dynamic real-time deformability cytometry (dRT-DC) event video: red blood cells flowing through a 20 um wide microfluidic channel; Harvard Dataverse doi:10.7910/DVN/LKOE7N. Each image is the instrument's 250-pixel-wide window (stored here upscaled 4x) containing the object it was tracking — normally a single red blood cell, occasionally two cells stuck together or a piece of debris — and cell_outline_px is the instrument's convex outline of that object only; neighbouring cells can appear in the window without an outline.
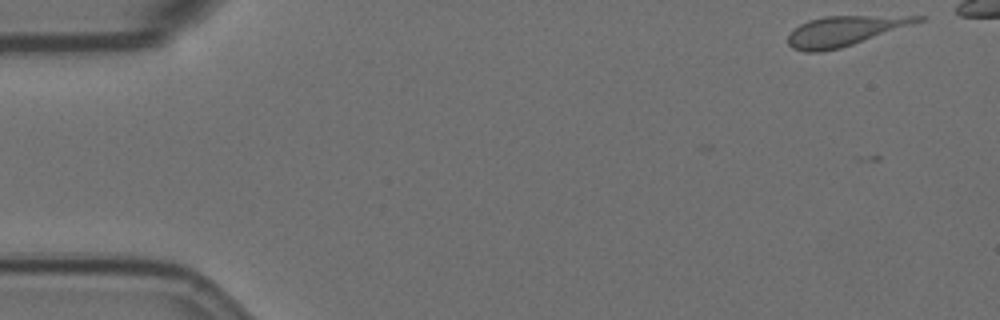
{"species": "Egyptian fruit bat (a non-hibernating species)", "species_latin": "Rousettus aegyptiacus", "temperature_condition": "room temperature", "stored_images_in_passage": 3, "camera_frame_rate_fps": 3000, "um_per_image_px": 0.085, "animal": {"sex": "female"}, "frame": {"image": 1, "passage_image": 1, "time_ms": 0.0, "image_size_px": [1000, 320], "cell_outline_px": [[928, 16], [924, 20], [840, 48], [820, 52], [804, 52], [792, 48], [788, 44], [788, 36], [800, 24], [808, 20], [824, 16]], "centroid_in_image_um": [71.74, 2.63], "position_along_channel_um": 13.3, "area_um2": 22.08}}